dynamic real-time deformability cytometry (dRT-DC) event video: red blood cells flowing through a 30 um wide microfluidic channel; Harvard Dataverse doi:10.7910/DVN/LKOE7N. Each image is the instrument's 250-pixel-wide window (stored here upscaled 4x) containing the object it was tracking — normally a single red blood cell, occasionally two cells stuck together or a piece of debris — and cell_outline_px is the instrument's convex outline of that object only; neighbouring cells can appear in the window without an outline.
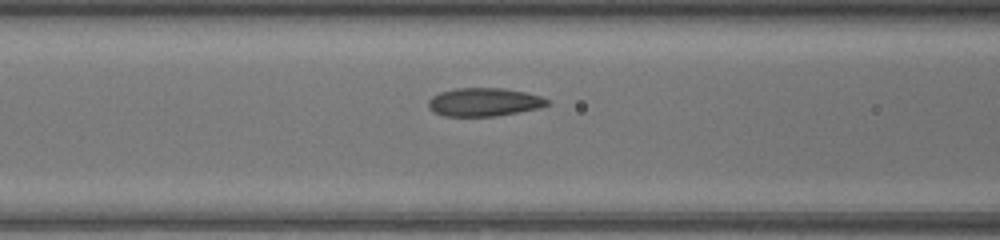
{"species": "common noctule bat (a hibernating species)", "species_latin": "Nyctalus noctula", "temperature_condition": "warm", "stored_images_in_passage": 6, "camera_frame_rate_fps": 3000, "um_per_image_px": 0.085, "animal": {"sex": "female", "body_mass_g": 17.0, "forearm_length_mm": 48.0}, "frame": {"image": 1, "passage_image": 4, "time_ms": 1.0, "image_size_px": [1000, 240], "cell_outline_px": [[552, 104], [540, 108], [496, 116], [444, 116], [432, 112], [428, 108], [428, 100], [432, 96], [440, 92], [456, 88], [504, 88], [524, 92], [540, 96], [548, 100]], "centroid_in_image_um": [41.13, 8.68], "position_along_channel_um": 125.5, "area_um2": 19.77}}